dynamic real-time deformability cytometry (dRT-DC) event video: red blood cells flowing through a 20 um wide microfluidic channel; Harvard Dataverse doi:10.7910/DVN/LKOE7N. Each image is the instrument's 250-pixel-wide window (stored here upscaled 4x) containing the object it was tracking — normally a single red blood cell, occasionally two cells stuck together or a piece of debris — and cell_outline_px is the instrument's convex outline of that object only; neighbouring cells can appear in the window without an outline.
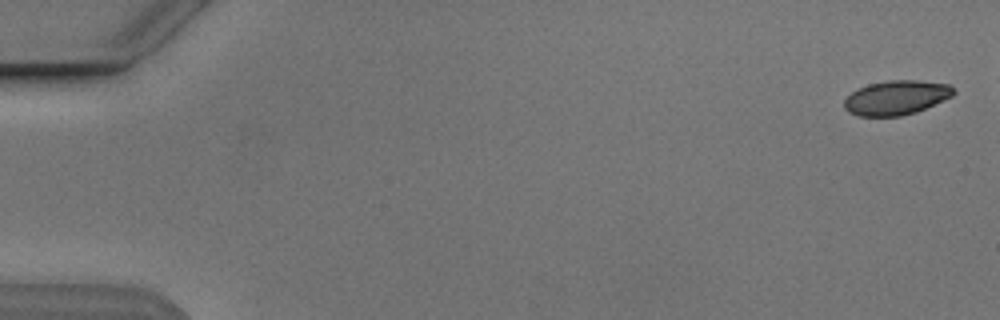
{"species": "Egyptian fruit bat (a non-hibernating species)", "species_latin": "Rousettus aegyptiacus", "temperature_condition": "cold", "stored_images_in_passage": 7, "camera_frame_rate_fps": 3000, "um_per_image_px": 0.085, "animal": {"sex": "male"}, "frame": {"image": 1, "passage_image": 1, "time_ms": 0.0, "image_size_px": [1000, 320], "cell_outline_px": [[956, 92], [952, 96], [916, 112], [900, 116], [860, 116], [848, 112], [844, 108], [844, 100], [852, 92], [868, 84], [888, 80], [916, 80], [948, 84], [956, 88]], "centroid_in_image_um": [76.19, 8.29], "position_along_channel_um": 8.8, "area_um2": 21.85}}